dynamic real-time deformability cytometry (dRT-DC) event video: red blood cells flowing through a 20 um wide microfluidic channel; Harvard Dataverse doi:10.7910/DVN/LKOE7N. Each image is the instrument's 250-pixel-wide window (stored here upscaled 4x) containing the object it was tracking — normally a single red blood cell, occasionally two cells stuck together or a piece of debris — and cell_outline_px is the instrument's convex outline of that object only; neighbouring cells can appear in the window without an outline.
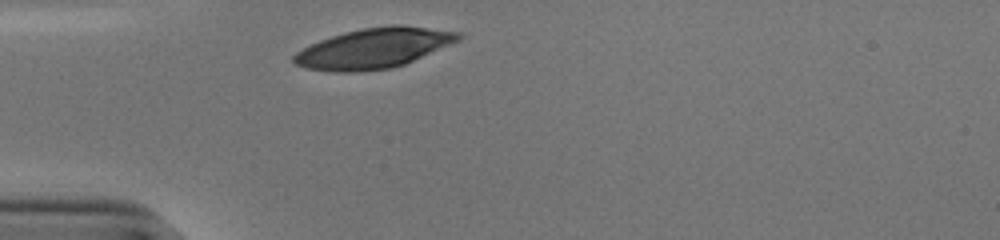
{"species": "human", "species_latin": "Homo sapiens", "temperature_condition": "cold", "stored_images_in_passage": 28, "camera_frame_rate_fps": 3000, "um_per_image_px": 0.085, "donor": {"sex": "male"}, "frame": {"image": 1, "passage_image": 1, "time_ms": 0.0, "image_size_px": [1000, 240], "cell_outline_px": [[464, 36], [460, 40], [404, 64], [392, 68], [360, 72], [336, 72], [304, 68], [296, 64], [292, 60], [292, 56], [296, 52], [320, 40], [344, 32], [364, 28], [392, 24], [400, 24], [464, 32]], "centroid_in_image_um": [31.8, 4.09], "position_along_channel_um": 53.2, "area_um2": 38.61}}
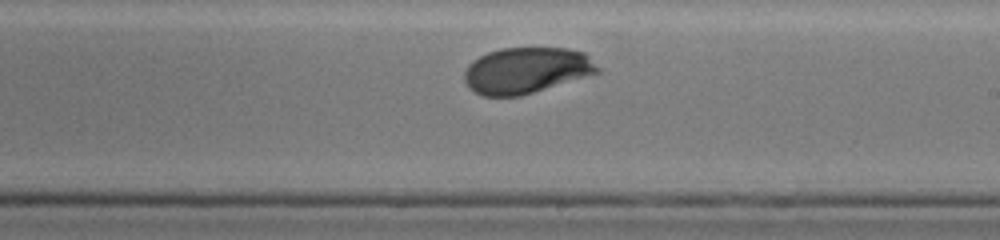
{"frame": {"image": 2, "passage_image": 17, "time_ms": 5.333, "image_size_px": [1000, 240], "cell_outline_px": [[600, 72], [520, 96], [480, 96], [468, 88], [464, 80], [464, 72], [468, 64], [472, 60], [488, 52], [500, 48], [568, 48], [584, 52], [600, 68]], "centroid_in_image_um": [44.7, 5.98], "position_along_channel_um": 244.3, "area_um2": 35.84}}
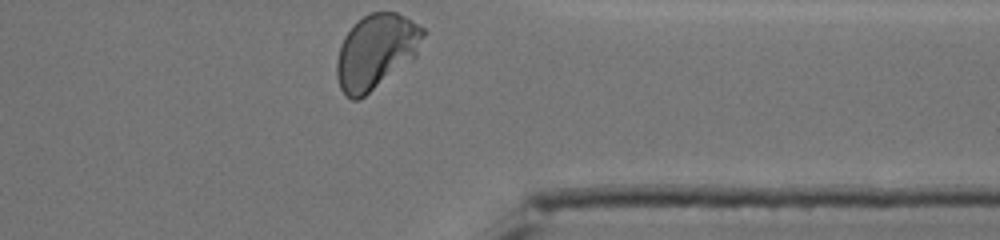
{"frame": {"image": 3, "passage_image": 28, "time_ms": 9.0, "image_size_px": [1000, 240], "cell_outline_px": [[424, 36], [416, 56], [412, 60], [360, 100], [352, 100], [340, 88], [336, 76], [336, 60], [340, 44], [344, 36], [364, 16], [372, 12], [396, 12], [412, 20], [424, 28]], "centroid_in_image_um": [31.96, 4.39], "position_along_channel_um": 379.4, "area_um2": 37.45}, "authors_computed_cell_mechanics": {"area_um2": 37.2232, "velocity_mm_per_s": 3.8192, "shape_relaxation_time_tau1_ms": 2.8221, "shape_relaxation_time_tau2_ms": 0.9808, "deformation_change_tau1": 0.1637, "deformation_change_tau2": 0.0334}}